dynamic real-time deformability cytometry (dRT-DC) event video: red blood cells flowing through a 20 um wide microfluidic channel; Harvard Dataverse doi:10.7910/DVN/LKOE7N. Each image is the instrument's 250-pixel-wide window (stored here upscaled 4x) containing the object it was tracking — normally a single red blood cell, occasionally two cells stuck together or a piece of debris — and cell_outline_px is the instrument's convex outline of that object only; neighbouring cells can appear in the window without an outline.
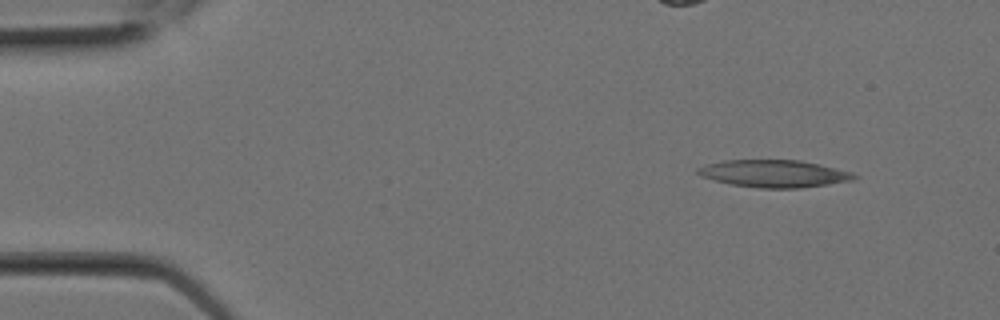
{"species": "Egyptian fruit bat (a non-hibernating species)", "species_latin": "Rousettus aegyptiacus", "temperature_condition": "room temperature", "stored_images_in_passage": 3, "camera_frame_rate_fps": 3000, "um_per_image_px": 0.085, "animal": {"sex": "female"}, "frame": {"image": 1, "passage_image": 3, "time_ms": 0.667, "image_size_px": [1000, 320], "cell_outline_px": [[860, 176], [852, 180], [828, 184], [800, 188], [760, 188], [732, 184], [700, 176], [696, 172], [696, 168], [704, 164], [724, 160], [800, 160], [852, 172]], "centroid_in_image_um": [65.77, 14.75], "position_along_channel_um": 19.2, "area_um2": 24.8}}